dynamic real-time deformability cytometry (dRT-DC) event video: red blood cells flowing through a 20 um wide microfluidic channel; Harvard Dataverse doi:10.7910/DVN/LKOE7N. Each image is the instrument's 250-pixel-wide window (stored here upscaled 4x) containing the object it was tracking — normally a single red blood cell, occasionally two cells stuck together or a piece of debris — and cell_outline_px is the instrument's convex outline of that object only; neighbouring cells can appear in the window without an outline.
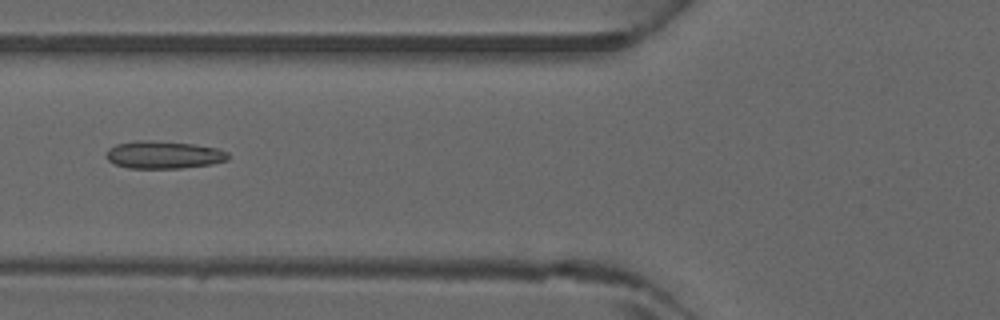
{"species": "common noctule bat (a hibernating species)", "species_latin": "Nyctalus noctula", "temperature_condition": "warm", "stored_images_in_passage": 3, "camera_frame_rate_fps": 3000, "um_per_image_px": 0.085, "animal": {"sex": "male", "forearm_length_mm": 52.5}, "frame": {"image": 1, "passage_image": 3, "time_ms": 0.667, "image_size_px": [1000, 320], "cell_outline_px": [[228, 160], [212, 164], [180, 168], [128, 168], [116, 164], [108, 160], [104, 156], [108, 148], [116, 144], [136, 140], [152, 140], [192, 144], [216, 148], [228, 152]], "centroid_in_image_um": [13.87, 13.15], "position_along_channel_um": 111.9, "area_um2": 19.65}}